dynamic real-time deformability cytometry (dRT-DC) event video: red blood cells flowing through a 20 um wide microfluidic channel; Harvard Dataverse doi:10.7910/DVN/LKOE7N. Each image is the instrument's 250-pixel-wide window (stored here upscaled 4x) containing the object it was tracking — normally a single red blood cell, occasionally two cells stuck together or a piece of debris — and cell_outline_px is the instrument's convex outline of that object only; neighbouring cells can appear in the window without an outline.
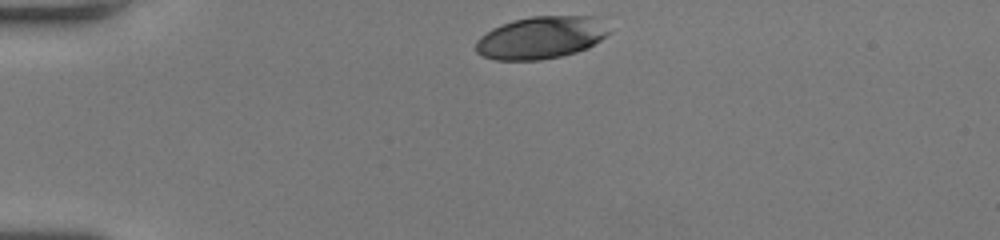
{"species": "human", "species_latin": "Homo sapiens", "temperature_condition": "room temperature", "stored_images_in_passage": 29, "camera_frame_rate_fps": 3000, "um_per_image_px": 0.085, "donor": {"sex": "female"}, "frame": {"image": 1, "passage_image": 1, "time_ms": 0.0, "image_size_px": [1000, 240], "cell_outline_px": [[608, 32], [600, 40], [588, 48], [576, 52], [560, 56], [540, 60], [496, 60], [484, 56], [476, 52], [476, 40], [480, 36], [492, 28], [512, 20], [532, 16], [596, 16]], "centroid_in_image_um": [45.93, 3.2], "position_along_channel_um": 39.1, "area_um2": 32.66}}
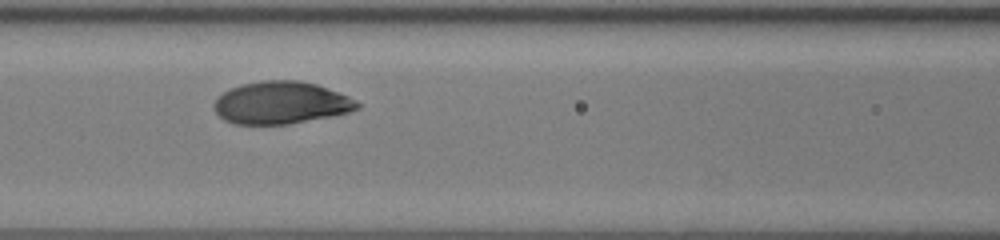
{"frame": {"image": 2, "passage_image": 13, "time_ms": 4.0, "image_size_px": [1000, 240], "cell_outline_px": [[360, 108], [348, 112], [332, 116], [288, 124], [232, 124], [224, 120], [216, 112], [212, 104], [224, 92], [240, 84], [260, 80], [300, 80], [316, 84], [348, 96], [356, 100], [360, 104]], "centroid_in_image_um": [23.88, 8.73], "position_along_channel_um": 142.7, "area_um2": 35.37}}
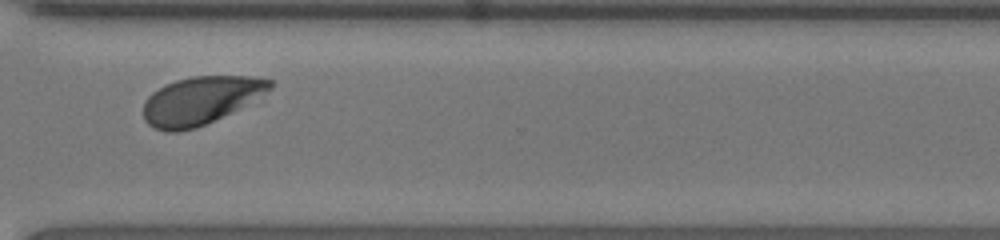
{"frame": {"image": 3, "passage_image": 29, "time_ms": 9.333, "image_size_px": [1000, 240], "cell_outline_px": [[272, 88], [236, 108], [196, 128], [180, 132], [164, 132], [148, 124], [144, 120], [144, 100], [152, 92], [176, 80], [192, 76], [252, 76], [272, 80]], "centroid_in_image_um": [16.97, 8.53], "position_along_channel_um": 353.6, "area_um2": 34.51}}